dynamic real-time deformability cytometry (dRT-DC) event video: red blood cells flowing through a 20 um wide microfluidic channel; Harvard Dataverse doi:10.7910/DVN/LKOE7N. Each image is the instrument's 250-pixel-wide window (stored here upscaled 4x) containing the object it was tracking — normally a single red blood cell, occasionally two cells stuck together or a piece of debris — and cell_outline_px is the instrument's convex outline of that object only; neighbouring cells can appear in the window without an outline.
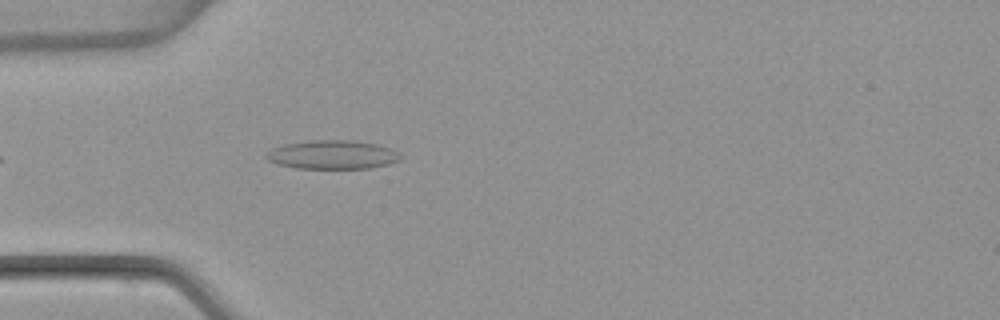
{"species": "common noctule bat (a hibernating species)", "species_latin": "Nyctalus noctula", "temperature_condition": "warm", "stored_images_in_passage": 8, "camera_frame_rate_fps": 3000, "um_per_image_px": 0.085, "animal": {"sex": "female", "body_mass_g": 22.7, "forearm_length_mm": 54.2}, "frame": {"image": 1, "passage_image": 4, "time_ms": 1.0, "image_size_px": [1000, 320], "cell_outline_px": [[400, 160], [388, 164], [368, 168], [296, 168], [276, 164], [268, 160], [264, 156], [264, 152], [272, 148], [284, 144], [312, 140], [352, 140], [376, 144], [388, 148], [396, 152], [400, 156]], "centroid_in_image_um": [28.18, 13.15], "position_along_channel_um": 56.8, "area_um2": 22.43}}